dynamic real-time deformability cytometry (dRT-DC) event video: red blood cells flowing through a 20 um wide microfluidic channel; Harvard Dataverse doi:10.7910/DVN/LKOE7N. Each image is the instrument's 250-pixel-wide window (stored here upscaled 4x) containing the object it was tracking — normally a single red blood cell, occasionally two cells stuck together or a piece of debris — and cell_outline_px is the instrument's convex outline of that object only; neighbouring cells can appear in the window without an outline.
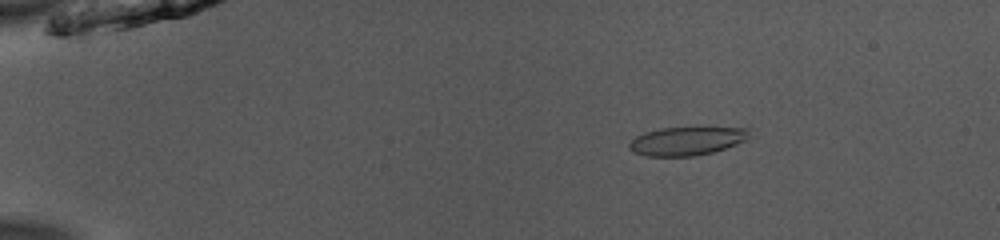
{"species": "common noctule bat (a hibernating species)", "species_latin": "Nyctalus noctula", "temperature_condition": "room temperature", "stored_images_in_passage": 52, "camera_frame_rate_fps": 3000, "um_per_image_px": 0.085, "animal": {"sex": "male", "body_mass_g": 13.0, "forearm_length_mm": 53.1}, "frame": {"image": 1, "passage_image": 10, "time_ms": 3.0, "image_size_px": [1000, 240], "cell_outline_px": [[748, 136], [744, 140], [724, 148], [712, 152], [696, 156], [648, 156], [632, 152], [628, 148], [628, 144], [636, 136], [644, 132], [660, 128], [748, 128]], "centroid_in_image_um": [58.28, 11.99], "position_along_channel_um": 26.7, "area_um2": 19.59}}
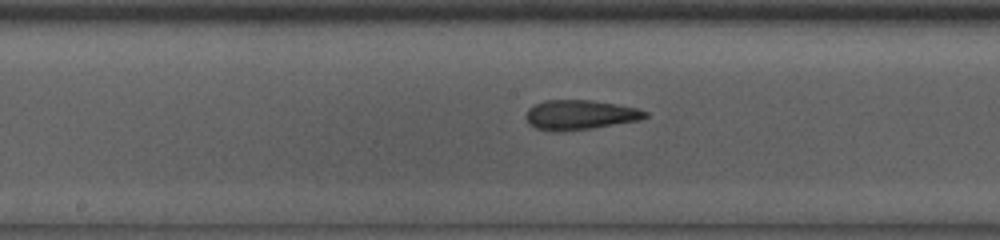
{"frame": {"image": 2, "passage_image": 29, "time_ms": 9.333, "image_size_px": [1000, 240], "cell_outline_px": [[648, 116], [640, 120], [592, 128], [560, 132], [536, 128], [528, 124], [528, 108], [536, 104], [548, 100], [592, 100], [616, 104], [636, 108], [648, 112]], "centroid_in_image_um": [49.33, 9.76], "position_along_channel_um": 198.9, "area_um2": 20.4}}
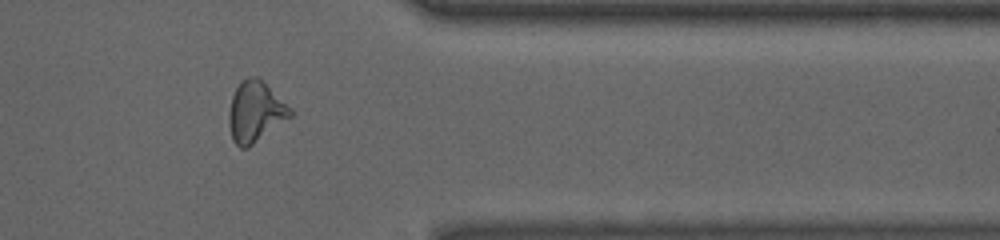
{"frame": {"image": 3, "passage_image": 44, "time_ms": 14.333, "image_size_px": [1000, 240], "cell_outline_px": [[292, 116], [248, 148], [240, 148], [232, 140], [228, 124], [228, 112], [232, 96], [236, 88], [248, 76], [256, 76], [292, 108]], "centroid_in_image_um": [21.69, 9.53], "position_along_channel_um": 389.7, "area_um2": 21.56}, "authors_computed_cell_mechanics": {"area_um2": 20.7502, "velocity_mm_per_s": 3.9672, "shape_relaxation_time_tau1_ms": 4.5978, "shape_relaxation_time_tau2_ms": 1.9113, "deformation_change_tau1": 0.1665, "deformation_change_tau2": 0.1164}}